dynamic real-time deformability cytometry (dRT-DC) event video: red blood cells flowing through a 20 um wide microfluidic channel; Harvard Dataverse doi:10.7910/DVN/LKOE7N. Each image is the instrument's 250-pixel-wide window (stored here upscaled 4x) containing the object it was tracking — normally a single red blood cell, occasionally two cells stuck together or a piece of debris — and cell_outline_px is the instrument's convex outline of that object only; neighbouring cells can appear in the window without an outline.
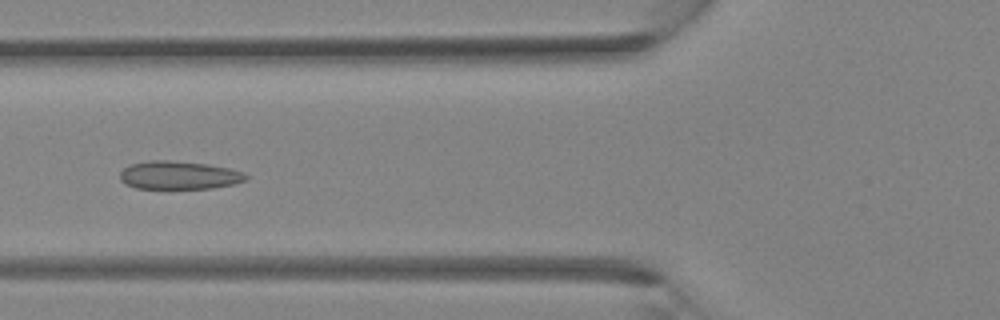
{"species": "Egyptian fruit bat (a non-hibernating species)", "species_latin": "Rousettus aegyptiacus", "temperature_condition": "room temperature", "stored_images_in_passage": 39, "camera_frame_rate_fps": 3000, "um_per_image_px": 0.085, "animal": {"sex": "female"}, "frame": {"image": 1, "passage_image": 15, "time_ms": 4.667, "image_size_px": [1000, 320], "cell_outline_px": [[248, 180], [232, 184], [212, 188], [136, 188], [120, 180], [120, 172], [124, 168], [132, 164], [152, 160], [168, 160], [208, 164], [228, 168], [244, 172], [248, 176]], "centroid_in_image_um": [15.24, 14.89], "position_along_channel_um": 110.6, "area_um2": 20.52}}
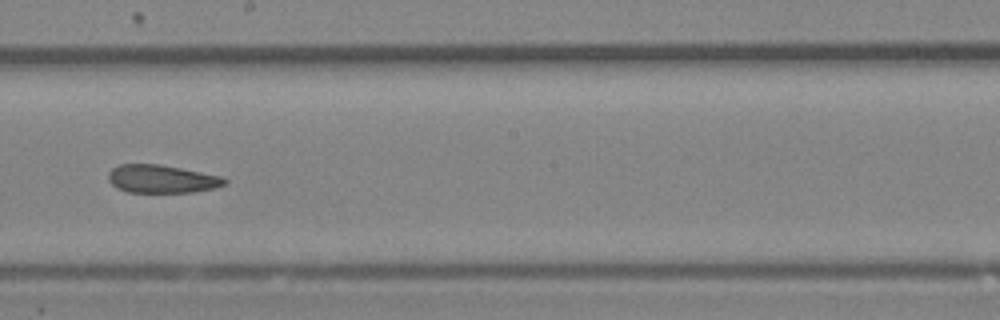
{"frame": {"image": 2, "passage_image": 22, "time_ms": 7.0, "image_size_px": [1000, 320], "cell_outline_px": [[228, 180], [224, 184], [216, 188], [196, 192], [128, 192], [116, 188], [108, 180], [108, 172], [112, 168], [120, 164], [160, 164], [224, 176]], "centroid_in_image_um": [13.77, 15.21], "position_along_channel_um": 234.4, "area_um2": 19.25}}
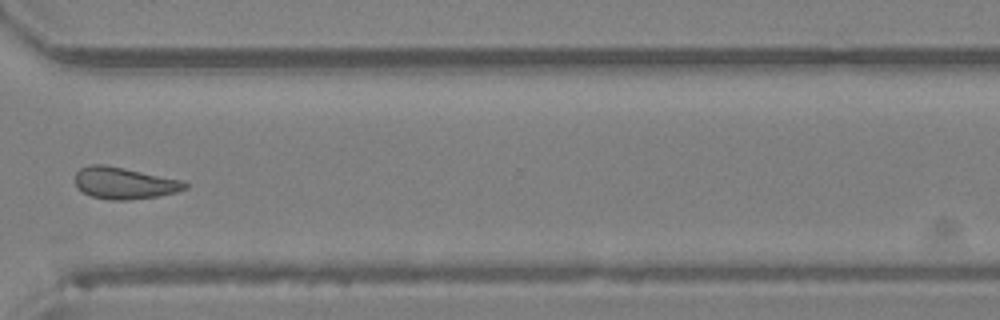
{"frame": {"image": 3, "passage_image": 29, "time_ms": 9.333, "image_size_px": [1000, 320], "cell_outline_px": [[188, 188], [176, 192], [156, 196], [124, 200], [112, 200], [92, 196], [76, 188], [76, 172], [80, 168], [88, 164], [104, 164], [184, 180], [188, 184]], "centroid_in_image_um": [10.57, 15.55], "position_along_channel_um": 360.0, "area_um2": 20.29}}